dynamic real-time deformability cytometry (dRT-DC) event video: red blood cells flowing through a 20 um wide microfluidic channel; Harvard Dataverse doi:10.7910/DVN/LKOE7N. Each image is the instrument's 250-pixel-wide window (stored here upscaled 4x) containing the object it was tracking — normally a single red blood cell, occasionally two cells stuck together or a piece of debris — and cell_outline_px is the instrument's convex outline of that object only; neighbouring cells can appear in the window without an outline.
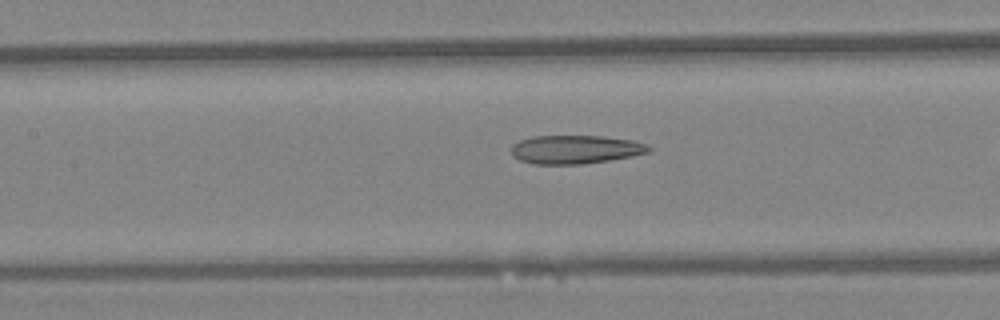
{"species": "Egyptian fruit bat (a non-hibernating species)", "species_latin": "Rousettus aegyptiacus", "temperature_condition": "warm", "stored_images_in_passage": 24, "camera_frame_rate_fps": 3000, "um_per_image_px": 0.085, "animal": {"sex": "female"}, "frame": {"image": 1, "passage_image": 8, "time_ms": 2.333, "image_size_px": [1000, 320], "cell_outline_px": [[652, 148], [648, 152], [632, 156], [608, 160], [580, 164], [536, 164], [520, 160], [512, 152], [512, 144], [520, 140], [532, 136], [604, 136], [632, 140], [648, 144]], "centroid_in_image_um": [48.94, 12.69], "position_along_channel_um": 158.5, "area_um2": 22.72}}
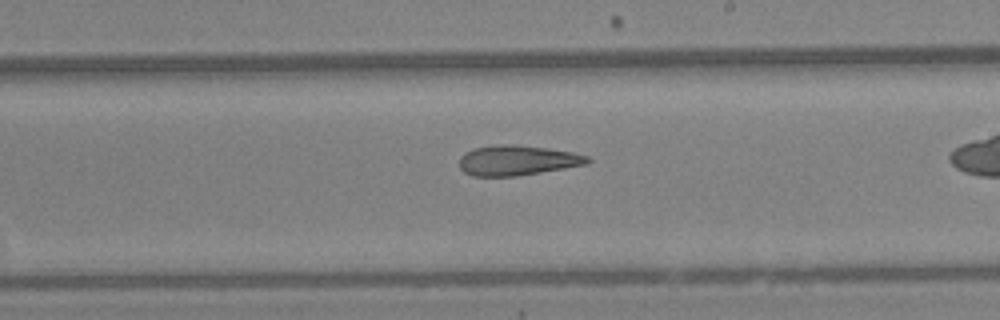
{"frame": {"image": 2, "passage_image": 14, "time_ms": 4.333, "image_size_px": [1000, 320], "cell_outline_px": [[592, 160], [588, 164], [516, 176], [472, 176], [464, 172], [460, 168], [460, 156], [464, 152], [476, 148], [504, 144], [512, 144], [548, 148], [572, 152], [588, 156]], "centroid_in_image_um": [43.98, 13.63], "position_along_channel_um": 245.0, "area_um2": 22.37}}
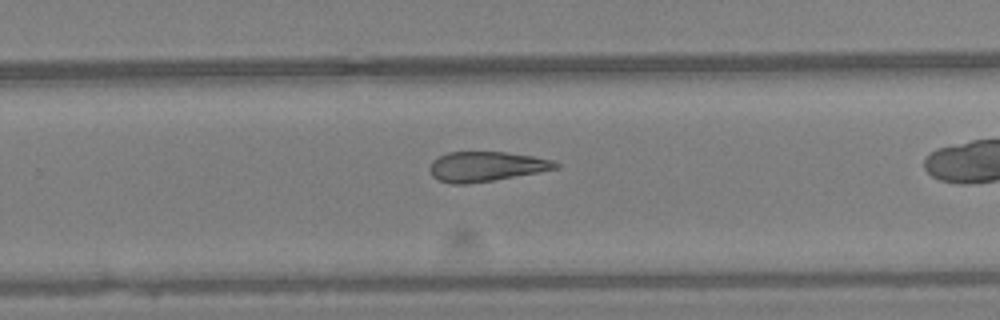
{"frame": {"image": 3, "passage_image": 17, "time_ms": 5.333, "image_size_px": [1000, 320], "cell_outline_px": [[560, 164], [556, 168], [536, 172], [492, 180], [468, 184], [452, 184], [436, 180], [432, 176], [428, 168], [432, 160], [448, 152], [508, 152], [532, 156], [552, 160]], "centroid_in_image_um": [41.24, 14.15], "position_along_channel_um": 288.6, "area_um2": 21.73}}